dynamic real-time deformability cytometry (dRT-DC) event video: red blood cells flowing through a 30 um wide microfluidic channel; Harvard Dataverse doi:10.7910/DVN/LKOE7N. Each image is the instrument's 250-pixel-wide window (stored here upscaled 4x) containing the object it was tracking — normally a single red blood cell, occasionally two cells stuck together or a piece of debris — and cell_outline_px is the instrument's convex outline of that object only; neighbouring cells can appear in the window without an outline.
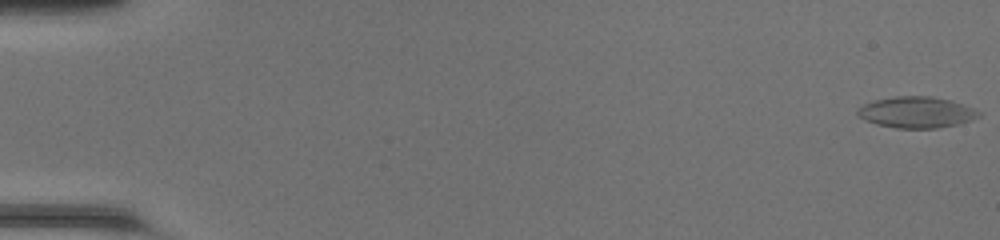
{"species": "common noctule bat (a hibernating species)", "species_latin": "Nyctalus noctula", "temperature_condition": "room temperature", "stored_images_in_passage": 49, "camera_frame_rate_fps": 3000, "um_per_image_px": 0.085, "animal": {"sex": "female", "body_mass_g": 20.0, "forearm_length_mm": 54.0}, "frame": {"image": 1, "passage_image": 1, "time_ms": 0.0, "image_size_px": [1000, 240], "cell_outline_px": [[980, 116], [972, 120], [956, 124], [936, 128], [896, 128], [876, 124], [856, 116], [856, 108], [872, 100], [896, 96], [932, 96], [952, 100], [972, 108], [980, 112]], "centroid_in_image_um": [77.85, 9.53], "position_along_channel_um": 7.1, "area_um2": 22.14}}
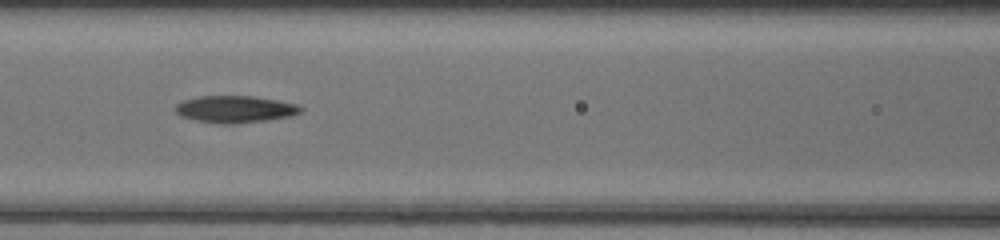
{"frame": {"image": 2, "passage_image": 23, "time_ms": 7.333, "image_size_px": [1000, 240], "cell_outline_px": [[304, 108], [300, 112], [292, 116], [268, 120], [236, 124], [216, 124], [196, 120], [180, 116], [172, 108], [176, 104], [184, 100], [200, 96], [252, 96], [276, 100], [296, 104]], "centroid_in_image_um": [19.96, 9.29], "position_along_channel_um": 146.6, "area_um2": 19.88}}
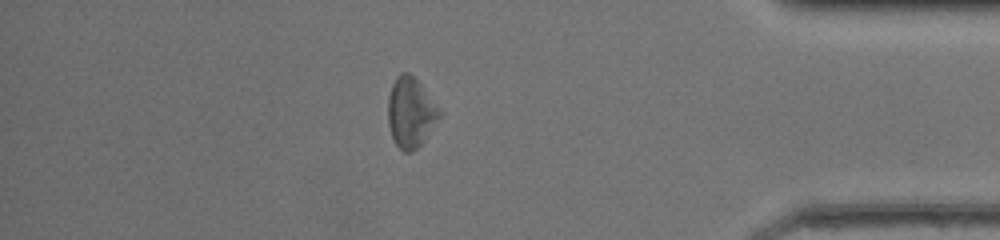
{"frame": {"image": 3, "passage_image": 43, "time_ms": 14.0, "image_size_px": [1000, 240], "cell_outline_px": [[444, 112], [424, 140], [412, 152], [404, 152], [396, 144], [392, 136], [388, 124], [388, 96], [392, 84], [396, 76], [400, 72], [408, 72], [420, 84]], "centroid_in_image_um": [34.92, 9.55], "position_along_channel_um": 400.3, "area_um2": 21.04}, "authors_computed_cell_mechanics": {"area_um2": 20.5768, "velocity_mm_per_s": 4.2901, "shape_relaxation_time_tau1_ms": 7.3464, "shape_relaxation_time_tau2_ms": 10.1978, "deformation_change_tau1": 0.1531, "deformation_change_tau2": 0.3137}}